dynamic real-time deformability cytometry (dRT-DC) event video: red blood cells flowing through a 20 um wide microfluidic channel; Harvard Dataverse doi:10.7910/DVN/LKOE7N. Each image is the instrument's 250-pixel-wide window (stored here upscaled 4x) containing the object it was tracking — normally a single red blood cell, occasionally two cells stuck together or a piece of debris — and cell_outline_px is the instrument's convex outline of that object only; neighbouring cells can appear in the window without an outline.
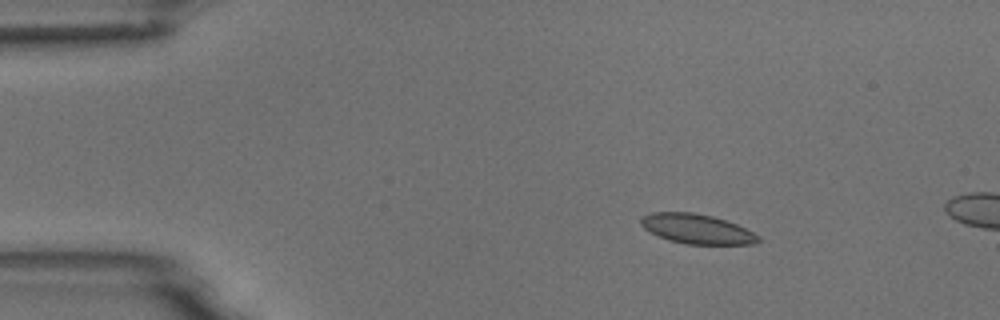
{"species": "common noctule bat (a hibernating species)", "species_latin": "Nyctalus noctula", "temperature_condition": "room temperature", "stored_images_in_passage": 5, "camera_frame_rate_fps": 3000, "um_per_image_px": 0.085, "animal": {"sex": "male", "body_mass_g": 18.8}, "frame": {"image": 1, "passage_image": 1, "time_ms": 0.0, "image_size_px": [1000, 320], "cell_outline_px": [[760, 240], [752, 244], [684, 244], [668, 240], [644, 228], [640, 224], [640, 220], [644, 216], [652, 212], [692, 212], [712, 216], [736, 224], [760, 236]], "centroid_in_image_um": [59.22, 19.46], "position_along_channel_um": 25.8, "area_um2": 20.06}}